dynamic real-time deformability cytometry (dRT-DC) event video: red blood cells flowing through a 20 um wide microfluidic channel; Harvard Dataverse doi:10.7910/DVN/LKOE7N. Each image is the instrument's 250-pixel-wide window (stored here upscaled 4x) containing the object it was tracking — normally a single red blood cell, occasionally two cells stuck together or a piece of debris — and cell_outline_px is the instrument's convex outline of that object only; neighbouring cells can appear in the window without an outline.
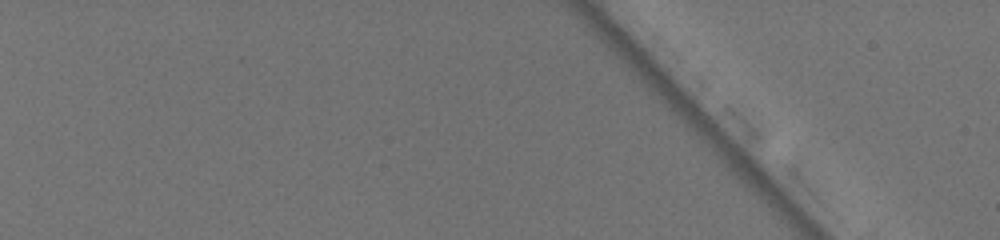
{"species": "common noctule bat (a hibernating species)", "species_latin": "Nyctalus noctula", "temperature_condition": "warm", "stored_images_in_passage": 2, "camera_frame_rate_fps": 3000, "um_per_image_px": 0.085, "animal": {"sex": "female", "body_mass_g": 19.5, "forearm_length_mm": 54.1}, "frame": {"image": 1, "passage_image": 1, "time_ms": 0.0, "image_size_px": [1000, 240], "cell_outline_px": [[944, 88], [924, 136], [916, 136], [912, 132], [892, 108], [920, 76], [924, 72], [940, 72]], "centroid_in_image_um": [78.24, 8.71], "position_along_channel_um": 6.8, "area_um2": 13.87}}